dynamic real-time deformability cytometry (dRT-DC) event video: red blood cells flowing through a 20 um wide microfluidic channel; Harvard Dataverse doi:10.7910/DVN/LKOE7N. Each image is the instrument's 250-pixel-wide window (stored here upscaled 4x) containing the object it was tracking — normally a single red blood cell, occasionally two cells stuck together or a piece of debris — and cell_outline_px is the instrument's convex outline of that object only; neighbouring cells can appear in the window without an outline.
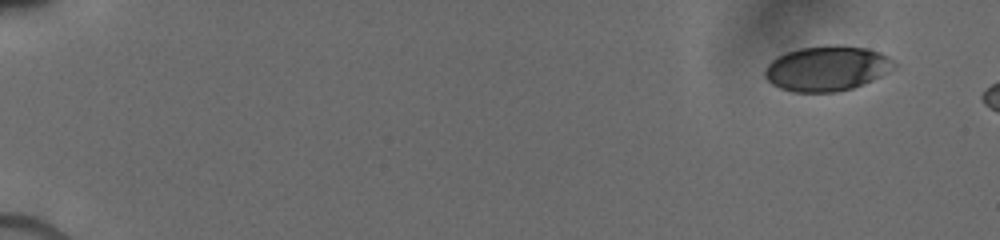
{"species": "human", "species_latin": "Homo sapiens", "temperature_condition": "cold", "stored_images_in_passage": 5, "camera_frame_rate_fps": 3000, "um_per_image_px": 0.085, "donor": {"sex": "male"}, "frame": {"image": 1, "passage_image": 1, "time_ms": 0.0, "image_size_px": [1000, 240], "cell_outline_px": [[900, 64], [896, 68], [872, 80], [852, 88], [836, 92], [792, 92], [780, 88], [772, 84], [764, 76], [764, 68], [776, 56], [784, 52], [800, 48], [836, 44], [864, 48], [880, 52], [888, 56]], "centroid_in_image_um": [70.3, 5.81], "position_along_channel_um": 14.7, "area_um2": 34.28}}